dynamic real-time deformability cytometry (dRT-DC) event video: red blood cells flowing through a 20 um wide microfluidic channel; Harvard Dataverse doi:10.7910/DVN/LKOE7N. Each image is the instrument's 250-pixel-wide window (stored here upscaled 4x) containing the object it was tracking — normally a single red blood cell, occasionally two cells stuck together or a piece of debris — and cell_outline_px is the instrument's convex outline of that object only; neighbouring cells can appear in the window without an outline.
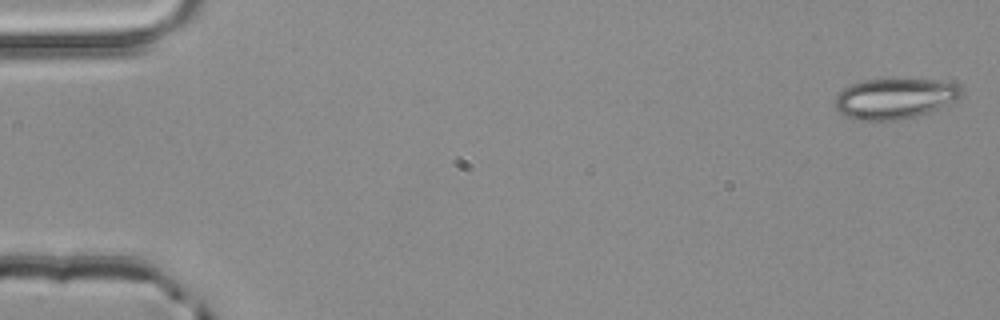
{"species": "common noctule bat (a hibernating species)", "species_latin": "Nyctalus noctula", "temperature_condition": "room temperature", "stored_images_in_passage": 3, "camera_frame_rate_fps": 3000, "um_per_image_px": 0.085, "animal": {"sex": "male", "body_mass_g": 20.4}, "frame": {"image": 1, "passage_image": 1, "time_ms": 0.0, "image_size_px": [1000, 320], "cell_outline_px": [[964, 92], [956, 100], [928, 112], [916, 116], [896, 120], [860, 120], [844, 116], [836, 108], [836, 96], [844, 88], [852, 84], [864, 80], [888, 76], [940, 80], [960, 84]], "centroid_in_image_um": [76.09, 8.31], "position_along_channel_um": 8.9, "area_um2": 30.63}}